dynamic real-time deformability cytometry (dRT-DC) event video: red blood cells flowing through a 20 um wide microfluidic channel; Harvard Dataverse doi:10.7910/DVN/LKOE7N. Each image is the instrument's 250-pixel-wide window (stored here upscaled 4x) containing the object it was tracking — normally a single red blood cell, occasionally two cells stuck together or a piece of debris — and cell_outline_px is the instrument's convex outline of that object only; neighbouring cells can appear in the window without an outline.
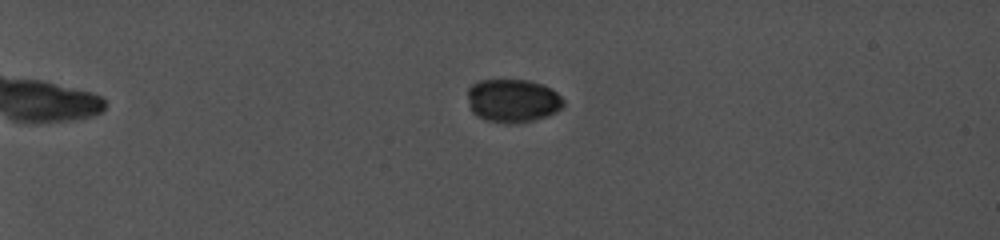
{"species": "common noctule bat (a hibernating species)", "species_latin": "Nyctalus noctula", "temperature_condition": "cold", "stored_images_in_passage": 29, "camera_frame_rate_fps": 5000, "um_per_image_px": 0.085, "animal": {"sex": "female", "body_mass_g": 19.0, "forearm_length_mm": 56.7}, "frame": {"image": 1, "passage_image": 1, "time_ms": 0.0, "image_size_px": [1000, 240], "cell_outline_px": [[564, 104], [560, 108], [552, 112], [540, 116], [524, 120], [496, 120], [484, 116], [476, 112], [472, 108], [468, 100], [468, 88], [472, 84], [480, 80], [528, 80], [552, 88], [564, 100]], "centroid_in_image_um": [43.6, 8.45], "position_along_channel_um": 41.4, "area_um2": 22.54}}
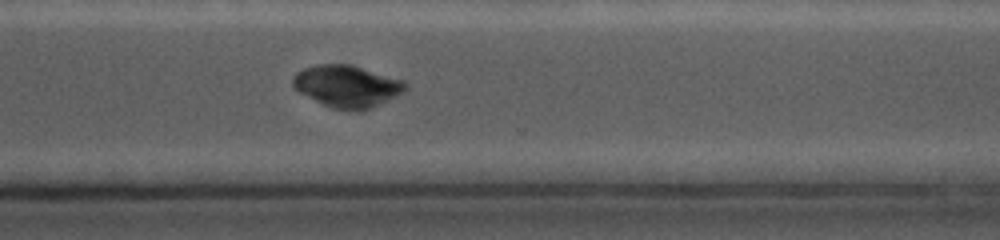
{"frame": {"image": 2, "passage_image": 24, "time_ms": 10.6, "image_size_px": [1000, 240], "cell_outline_px": [[408, 84], [404, 92], [372, 108], [360, 112], [332, 108], [300, 92], [292, 84], [292, 76], [296, 72], [304, 68], [316, 64], [352, 64], [404, 80]], "centroid_in_image_um": [29.53, 7.32], "position_along_channel_um": 341.1, "area_um2": 27.69}}
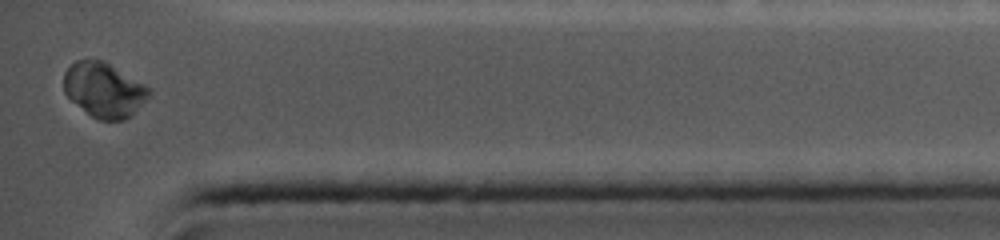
{"frame": {"image": 3, "passage_image": 29, "time_ms": 12.8, "image_size_px": [1000, 240], "cell_outline_px": [[152, 92], [124, 120], [100, 120], [92, 116], [72, 100], [64, 92], [64, 72], [76, 60], [104, 60], [144, 84]], "centroid_in_image_um": [8.81, 7.61], "position_along_channel_um": 426.4, "area_um2": 26.47}, "authors_computed_cell_mechanics": {"area_um2": 27.0504, "velocity_mm_per_s": 3.9009, "shape_relaxation_time_tau1_ms": 3.684, "shape_relaxation_time_tau2_ms": null, "deformation_change_tau1": 0.0777, "deformation_change_tau2": null}}